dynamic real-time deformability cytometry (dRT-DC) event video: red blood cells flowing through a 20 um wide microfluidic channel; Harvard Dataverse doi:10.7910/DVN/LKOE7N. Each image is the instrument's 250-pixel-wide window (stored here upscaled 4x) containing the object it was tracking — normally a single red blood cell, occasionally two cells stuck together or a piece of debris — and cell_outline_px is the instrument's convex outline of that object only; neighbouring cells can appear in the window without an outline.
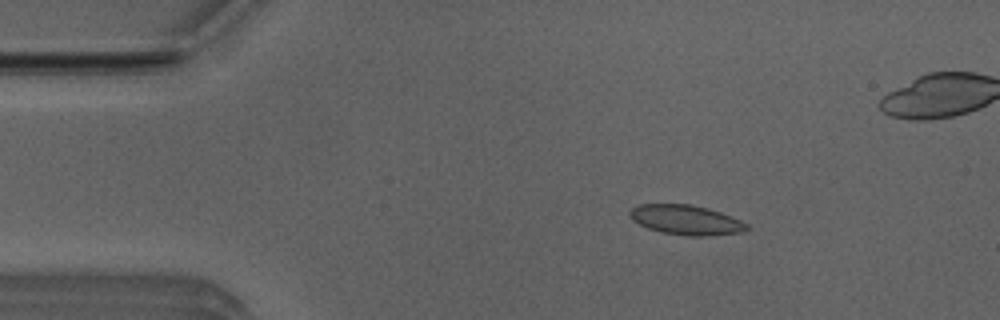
{"species": "Egyptian fruit bat (a non-hibernating species)", "species_latin": "Rousettus aegyptiacus", "temperature_condition": "room temperature", "stored_images_in_passage": 52, "camera_frame_rate_fps": 3000, "um_per_image_px": 0.085, "animal": {"sex": "male"}, "frame": {"image": 1, "passage_image": 8, "time_ms": 2.333, "image_size_px": [1000, 320], "cell_outline_px": [[748, 228], [744, 232], [712, 236], [684, 236], [660, 232], [648, 228], [632, 220], [628, 216], [628, 212], [632, 208], [640, 204], [688, 204], [720, 212], [740, 220], [748, 224]], "centroid_in_image_um": [58.29, 18.71], "position_along_channel_um": 26.7, "area_um2": 20.35}}
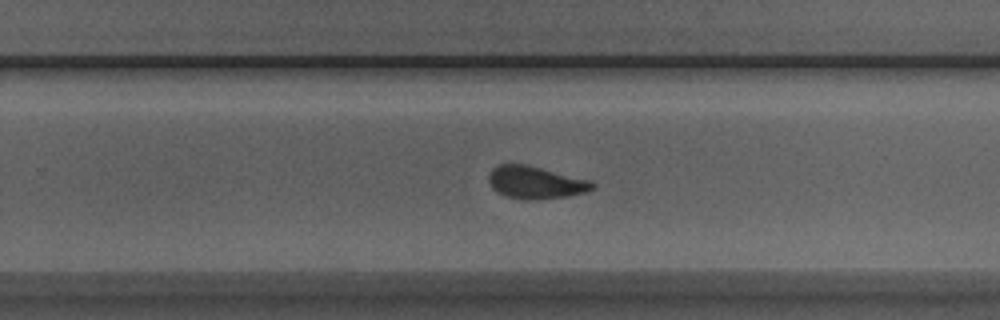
{"frame": {"image": 2, "passage_image": 32, "time_ms": 10.333, "image_size_px": [1000, 320], "cell_outline_px": [[596, 188], [584, 192], [568, 196], [536, 200], [520, 200], [508, 196], [492, 188], [488, 180], [488, 176], [492, 168], [500, 164], [528, 164], [592, 180], [596, 184]], "centroid_in_image_um": [45.56, 15.5], "position_along_channel_um": 284.2, "area_um2": 19.94}}
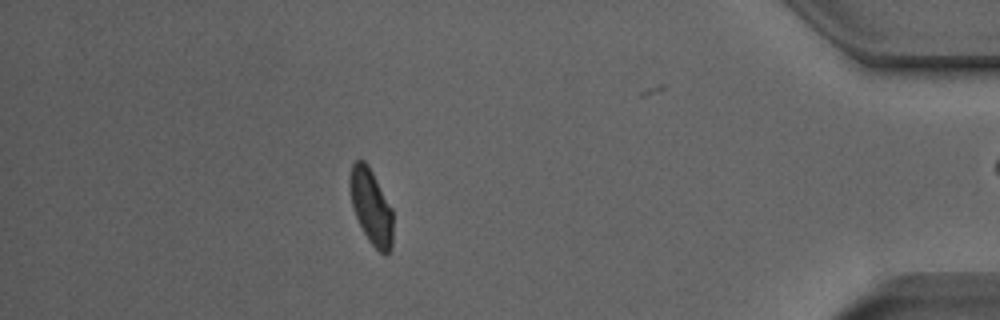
{"frame": {"image": 3, "passage_image": 45, "time_ms": 14.667, "image_size_px": [1000, 320], "cell_outline_px": [[392, 248], [388, 256], [384, 256], [368, 240], [356, 216], [352, 204], [348, 184], [352, 164], [356, 160], [364, 160], [368, 164], [392, 208]], "centroid_in_image_um": [31.55, 17.58], "position_along_channel_um": 403.6, "area_um2": 18.9}, "authors_computed_cell_mechanics": {"area_um2": 19.8832, "velocity_mm_per_s": 3.9328, "shape_relaxation_time_tau1_ms": 3.8406, "shape_relaxation_time_tau2_ms": 1.0425, "deformation_change_tau1": 0.1095, "deformation_change_tau2": 0.0455}}